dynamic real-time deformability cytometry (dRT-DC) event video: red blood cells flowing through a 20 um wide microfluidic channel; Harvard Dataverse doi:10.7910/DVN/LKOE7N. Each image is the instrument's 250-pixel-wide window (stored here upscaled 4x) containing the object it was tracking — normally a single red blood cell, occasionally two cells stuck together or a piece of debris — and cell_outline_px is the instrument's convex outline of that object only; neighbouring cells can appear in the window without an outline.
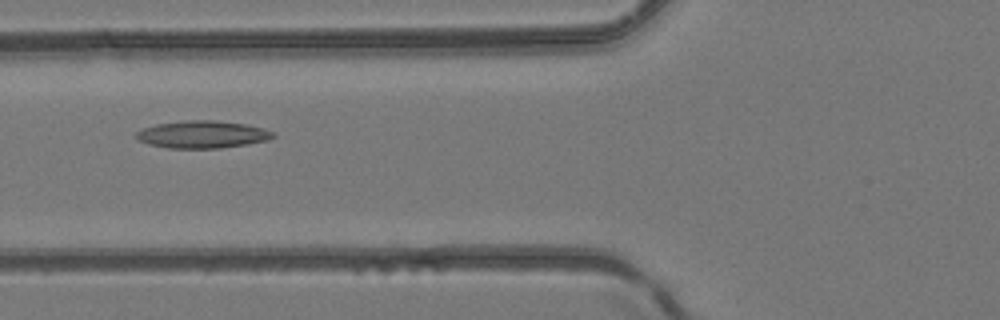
{"species": "common noctule bat (a hibernating species)", "species_latin": "Nyctalus noctula", "temperature_condition": "room temperature", "stored_images_in_passage": 46, "camera_frame_rate_fps": 3000, "um_per_image_px": 0.085, "animal": {"sex": "female", "body_mass_g": 24.6, "forearm_length_mm": 56.2}, "frame": {"image": 1, "passage_image": 18, "time_ms": 5.667, "image_size_px": [1000, 320], "cell_outline_px": [[276, 136], [268, 140], [248, 144], [220, 148], [168, 148], [148, 144], [140, 140], [136, 136], [136, 132], [144, 128], [156, 124], [184, 120], [216, 120], [248, 124], [264, 128], [276, 132]], "centroid_in_image_um": [17.27, 11.42], "position_along_channel_um": 108.5, "area_um2": 22.02}}
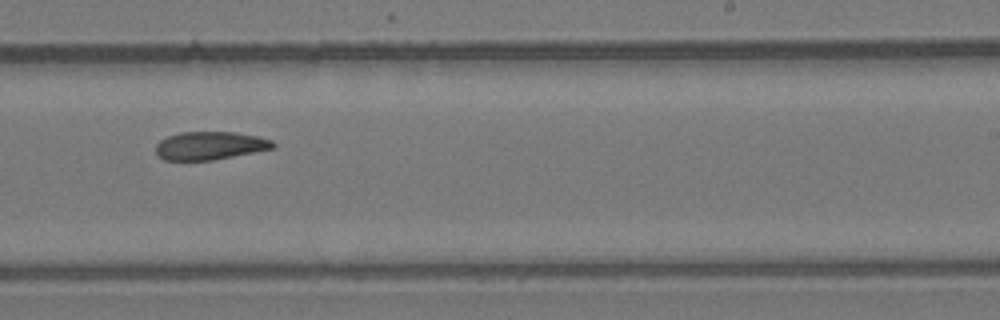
{"frame": {"image": 2, "passage_image": 29, "time_ms": 9.333, "image_size_px": [1000, 320], "cell_outline_px": [[276, 148], [212, 160], [164, 160], [156, 156], [156, 144], [160, 140], [168, 136], [180, 132], [236, 132], [256, 136], [272, 140], [276, 144]], "centroid_in_image_um": [17.84, 12.38], "position_along_channel_um": 271.2, "area_um2": 19.31}}
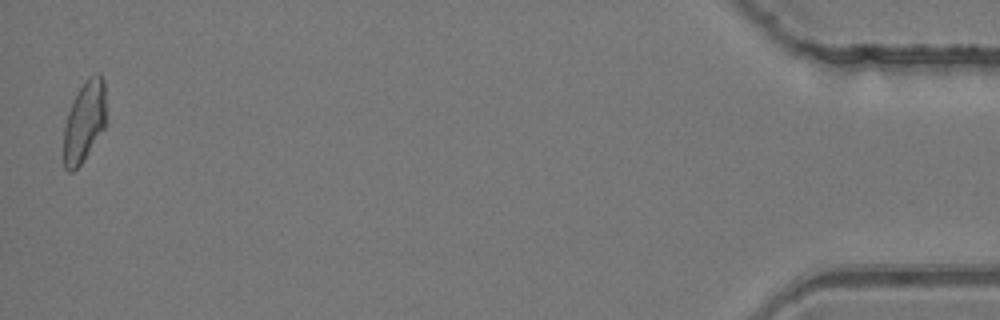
{"frame": {"image": 3, "passage_image": 46, "time_ms": 15.0, "image_size_px": [1000, 320], "cell_outline_px": [[108, 124], [84, 160], [72, 172], [68, 172], [64, 168], [64, 128], [68, 112], [80, 88], [88, 76], [96, 72], [100, 72], [104, 80], [108, 120]], "centroid_in_image_um": [7.23, 10.31], "position_along_channel_um": 428.0, "area_um2": 20.58}}